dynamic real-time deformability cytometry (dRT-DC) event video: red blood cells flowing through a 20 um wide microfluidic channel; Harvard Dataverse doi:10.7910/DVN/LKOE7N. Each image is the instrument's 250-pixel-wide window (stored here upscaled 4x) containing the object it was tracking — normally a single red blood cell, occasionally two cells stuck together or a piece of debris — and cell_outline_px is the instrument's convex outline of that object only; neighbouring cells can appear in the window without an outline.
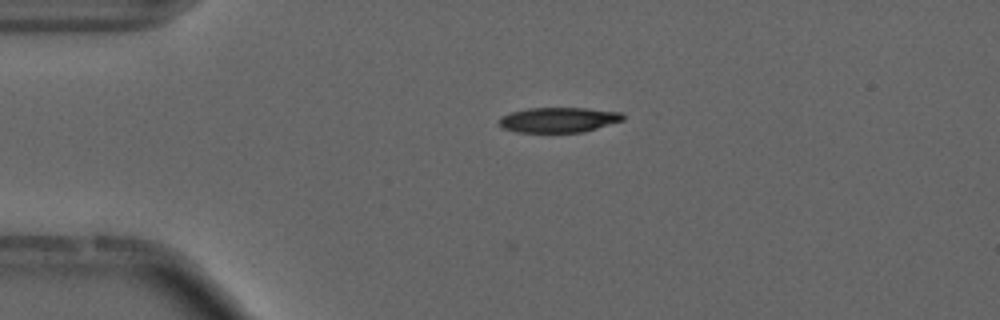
{"species": "common noctule bat (a hibernating species)", "species_latin": "Nyctalus noctula", "temperature_condition": "cold", "stored_images_in_passage": 32, "camera_frame_rate_fps": 3000, "um_per_image_px": 0.085, "animal": {"sex": "male", "forearm_length_mm": 52.5}, "frame": {"image": 1, "passage_image": 1, "time_ms": 0.0, "image_size_px": [1000, 320], "cell_outline_px": [[624, 120], [584, 132], [516, 132], [500, 128], [496, 124], [500, 116], [512, 112], [528, 108], [588, 108], [620, 112], [624, 116]], "centroid_in_image_um": [47.42, 10.19], "position_along_channel_um": 37.6, "area_um2": 18.32}, "authors_computed_cell_mechanics": {"area_um2": 18.5249, "velocity_mm_per_s": 3.7222, "shape_relaxation_time_tau1_ms": null, "shape_relaxation_time_tau2_ms": 7.5634, "deformation_change_tau1": null, "deformation_change_tau2": 0.1463}}